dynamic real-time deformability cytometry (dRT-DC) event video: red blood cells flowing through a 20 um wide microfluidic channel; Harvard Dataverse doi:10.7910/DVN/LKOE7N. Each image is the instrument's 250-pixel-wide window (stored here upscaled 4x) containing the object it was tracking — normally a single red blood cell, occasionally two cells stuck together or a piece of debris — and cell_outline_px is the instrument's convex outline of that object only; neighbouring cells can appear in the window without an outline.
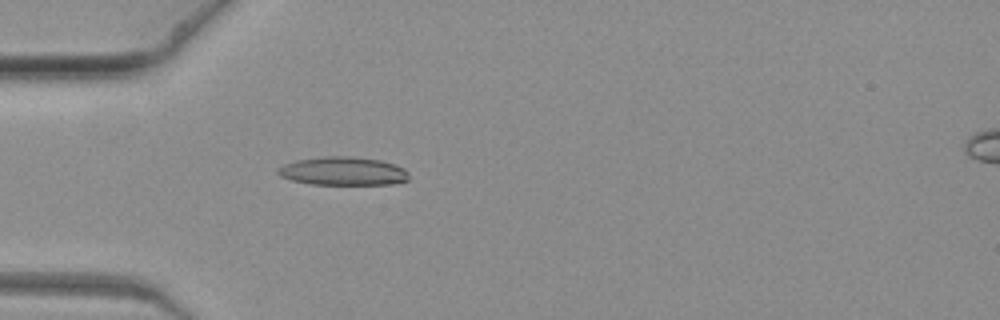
{"species": "common noctule bat (a hibernating species)", "species_latin": "Nyctalus noctula", "temperature_condition": "warm", "stored_images_in_passage": 5, "camera_frame_rate_fps": 3000, "um_per_image_px": 0.085, "animal": {"sex": "female", "body_mass_g": 19.3, "forearm_length_mm": 54.1}, "frame": {"image": 1, "passage_image": 1, "time_ms": 0.0, "image_size_px": [1000, 320], "cell_outline_px": [[408, 180], [392, 184], [312, 184], [292, 180], [280, 176], [276, 172], [276, 168], [284, 164], [296, 160], [324, 156], [352, 156], [380, 160], [396, 164], [404, 168], [408, 172]], "centroid_in_image_um": [29.15, 14.53], "position_along_channel_um": 55.8, "area_um2": 21.79}}
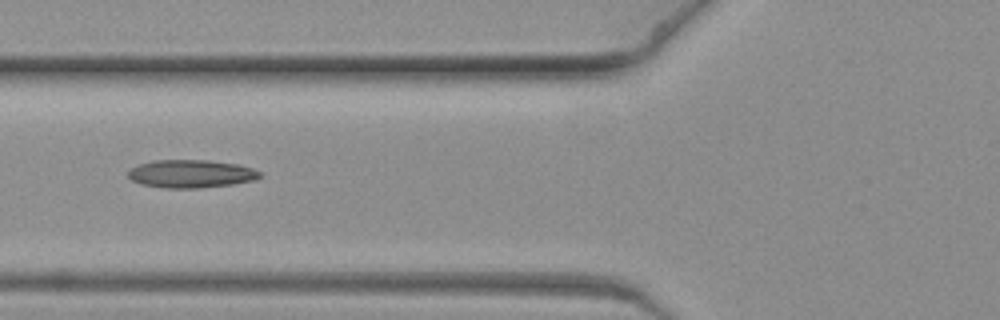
{"frame": {"image": 2, "passage_image": 3, "time_ms": 0.667, "image_size_px": [1000, 320], "cell_outline_px": [[260, 176], [252, 180], [232, 184], [200, 188], [168, 188], [140, 184], [132, 180], [128, 176], [128, 172], [132, 168], [140, 164], [156, 160], [208, 160], [240, 164], [252, 168], [260, 172]], "centroid_in_image_um": [16.23, 14.77], "position_along_channel_um": 109.6, "area_um2": 21.33}}
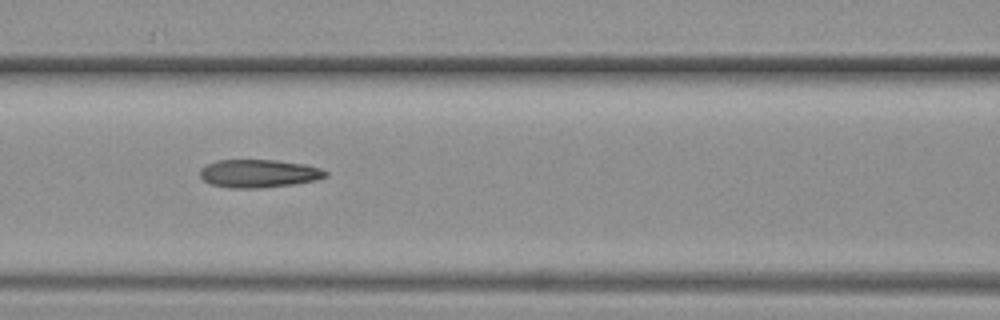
{"frame": {"image": 3, "passage_image": 4, "time_ms": 1.0, "image_size_px": [1000, 320], "cell_outline_px": [[328, 176], [316, 180], [292, 184], [260, 188], [232, 188], [212, 184], [204, 180], [200, 176], [200, 168], [216, 160], [276, 160], [304, 164], [320, 168], [328, 172]], "centroid_in_image_um": [22.0, 14.74], "position_along_channel_um": 144.6, "area_um2": 20.46}}